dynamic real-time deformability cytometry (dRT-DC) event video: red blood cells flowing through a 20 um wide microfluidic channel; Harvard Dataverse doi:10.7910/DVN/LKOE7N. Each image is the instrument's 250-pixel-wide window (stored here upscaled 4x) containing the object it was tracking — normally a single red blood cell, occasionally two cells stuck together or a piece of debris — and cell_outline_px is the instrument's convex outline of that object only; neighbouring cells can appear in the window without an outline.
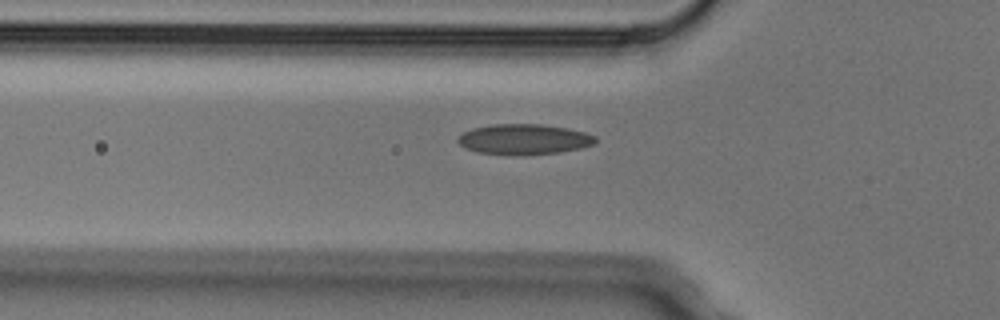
{"species": "Egyptian fruit bat (a non-hibernating species)", "species_latin": "Rousettus aegyptiacus", "temperature_condition": "cold", "stored_images_in_passage": 3, "segment_of_instrument_passage": [1, 2], "camera_frame_rate_fps": 3000, "um_per_image_px": 0.085, "animal": {"sex": "male"}, "frame": {"image": 1, "passage_image": 2, "time_ms": 0.333, "image_size_px": [1000, 320], "cell_outline_px": [[596, 144], [580, 148], [560, 152], [524, 156], [516, 156], [476, 152], [464, 148], [456, 140], [464, 132], [472, 128], [492, 124], [540, 124], [568, 128], [584, 132], [596, 136]], "centroid_in_image_um": [44.54, 11.85], "position_along_channel_um": 81.3, "area_um2": 24.74}}